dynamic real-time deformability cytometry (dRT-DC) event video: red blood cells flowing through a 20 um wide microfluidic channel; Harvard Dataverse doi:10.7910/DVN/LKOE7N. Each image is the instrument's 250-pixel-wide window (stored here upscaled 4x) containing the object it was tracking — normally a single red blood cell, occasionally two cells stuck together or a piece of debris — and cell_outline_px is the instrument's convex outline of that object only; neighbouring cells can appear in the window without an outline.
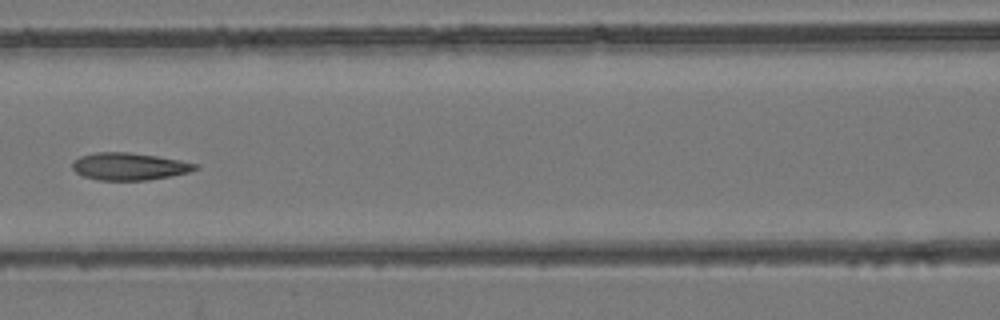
{"species": "common noctule bat (a hibernating species)", "species_latin": "Nyctalus noctula", "temperature_condition": "room temperature", "stored_images_in_passage": 6, "camera_frame_rate_fps": 3000, "um_per_image_px": 0.085, "animal": {"sex": "female", "body_mass_g": 24.6, "forearm_length_mm": 56.2}, "frame": {"image": 1, "passage_image": 6, "time_ms": 6.0, "image_size_px": [1000, 320], "cell_outline_px": [[200, 168], [188, 172], [148, 180], [100, 180], [84, 176], [76, 172], [72, 168], [72, 160], [80, 156], [96, 152], [128, 152], [156, 156], [180, 160], [200, 164]], "centroid_in_image_um": [10.98, 14.14], "position_along_channel_um": 155.6, "area_um2": 19.54}}